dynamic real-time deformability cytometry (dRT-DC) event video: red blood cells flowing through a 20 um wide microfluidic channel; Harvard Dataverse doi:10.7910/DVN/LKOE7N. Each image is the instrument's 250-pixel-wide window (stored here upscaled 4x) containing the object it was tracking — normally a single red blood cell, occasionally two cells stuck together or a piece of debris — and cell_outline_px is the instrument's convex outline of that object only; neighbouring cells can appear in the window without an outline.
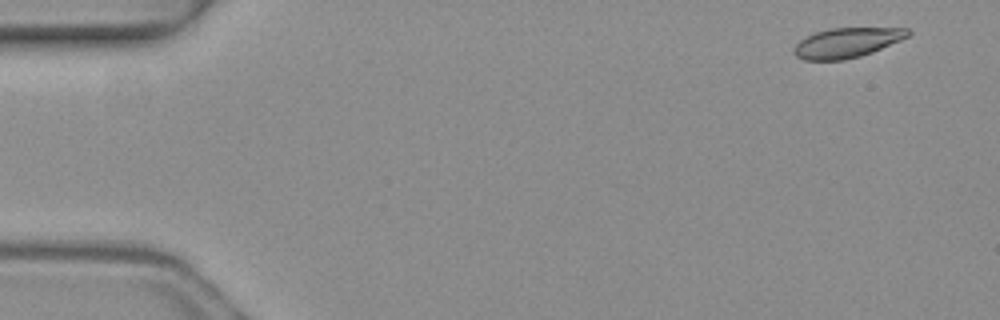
{"species": "common noctule bat (a hibernating species)", "species_latin": "Nyctalus noctula", "temperature_condition": "warm", "stored_images_in_passage": 3, "camera_frame_rate_fps": 3000, "um_per_image_px": 0.085, "animal": {"sex": "female", "body_mass_g": 19.3, "forearm_length_mm": 54.1}, "frame": {"image": 1, "passage_image": 1, "time_ms": 0.0, "image_size_px": [1000, 320], "cell_outline_px": [[912, 32], [908, 36], [900, 40], [872, 52], [860, 56], [844, 60], [804, 60], [796, 56], [792, 52], [792, 48], [804, 36], [812, 32], [828, 28], [908, 28]], "centroid_in_image_um": [71.92, 3.62], "position_along_channel_um": 13.1, "area_um2": 20.0}}